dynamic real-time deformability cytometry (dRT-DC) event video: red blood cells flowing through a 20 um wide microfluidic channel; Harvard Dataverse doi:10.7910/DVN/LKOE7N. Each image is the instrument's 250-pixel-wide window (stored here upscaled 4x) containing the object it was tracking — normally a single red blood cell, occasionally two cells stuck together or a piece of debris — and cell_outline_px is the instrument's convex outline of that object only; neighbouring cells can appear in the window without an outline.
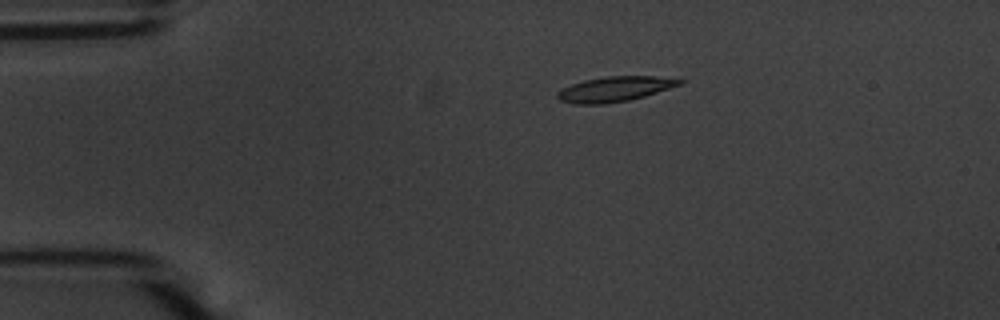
{"species": "common noctule bat (a hibernating species)", "species_latin": "Nyctalus noctula", "temperature_condition": "warm", "stored_images_in_passage": 45, "camera_frame_rate_fps": 3000, "um_per_image_px": 0.085, "animal": {"sex": "male", "body_mass_g": 20.1, "forearm_length_mm": 53.5}, "frame": {"image": 1, "passage_image": 1, "time_ms": 0.0, "image_size_px": [1000, 320], "cell_outline_px": [[684, 80], [680, 84], [644, 96], [628, 100], [604, 104], [576, 104], [560, 100], [556, 96], [556, 92], [572, 84], [584, 80], [608, 76], [652, 76]], "centroid_in_image_um": [52.19, 7.57], "position_along_channel_um": 32.8, "area_um2": 17.46}}
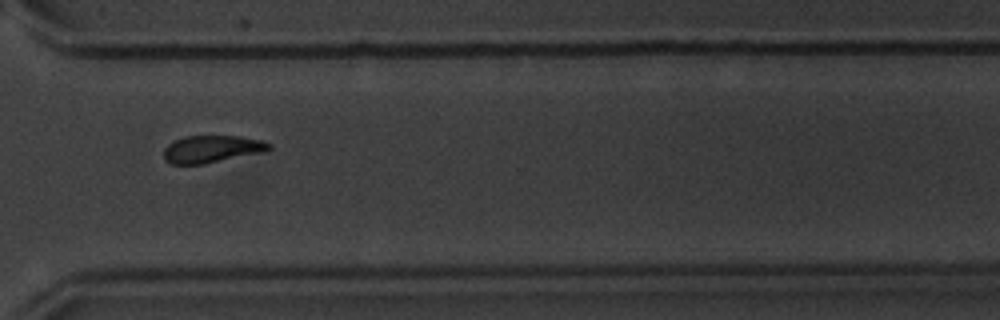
{"frame": {"image": 2, "passage_image": 31, "time_ms": 10.0, "image_size_px": [1000, 320], "cell_outline_px": [[272, 148], [264, 152], [204, 164], [172, 164], [164, 160], [164, 148], [168, 144], [184, 136], [240, 136], [260, 140], [272, 144]], "centroid_in_image_um": [18.01, 12.67], "position_along_channel_um": 352.6, "area_um2": 16.76}}
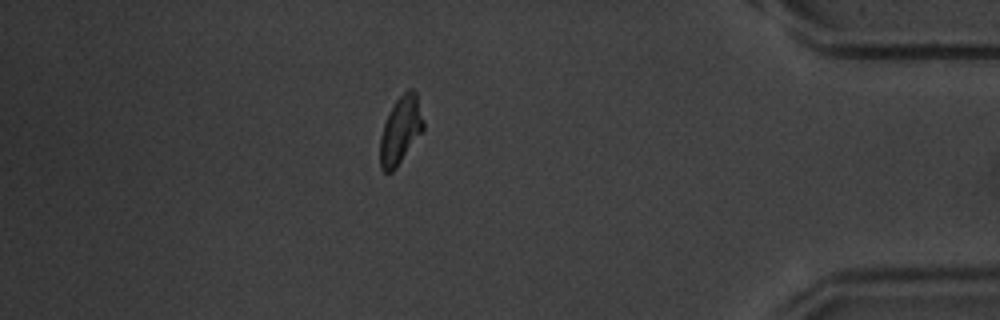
{"frame": {"image": 3, "passage_image": 38, "time_ms": 12.333, "image_size_px": [1000, 320], "cell_outline_px": [[424, 128], [396, 168], [392, 172], [384, 172], [380, 168], [380, 136], [388, 112], [396, 100], [408, 88], [412, 88], [416, 92], [424, 120]], "centroid_in_image_um": [34.04, 11.05], "position_along_channel_um": 401.2, "area_um2": 16.99}, "authors_computed_cell_mechanics": {"area_um2": 17.5134, "velocity_mm_per_s": 3.6754, "shape_relaxation_time_tau1_ms": 4.0505, "shape_relaxation_time_tau2_ms": 4.7036, "deformation_change_tau1": 0.1719, "deformation_change_tau2": 0.124}}